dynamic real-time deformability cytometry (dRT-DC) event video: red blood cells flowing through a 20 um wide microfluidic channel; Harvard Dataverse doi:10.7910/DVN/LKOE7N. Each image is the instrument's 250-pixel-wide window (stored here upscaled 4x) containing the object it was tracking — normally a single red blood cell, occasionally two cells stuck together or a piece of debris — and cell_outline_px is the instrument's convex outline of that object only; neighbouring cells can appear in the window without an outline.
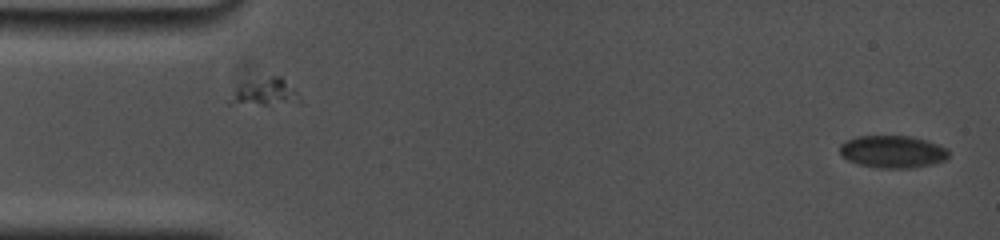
{"species": "common noctule bat (a hibernating species)", "species_latin": "Nyctalus noctula", "temperature_condition": "cold", "stored_images_in_passage": 11, "camera_frame_rate_fps": 5000, "um_per_image_px": 0.085, "animal": {"sex": "female", "body_mass_g": 19.0, "forearm_length_mm": 53.3}, "frame": {"image": 1, "passage_image": 1, "time_ms": 0.0, "image_size_px": [1000, 240], "cell_outline_px": [[948, 156], [944, 160], [932, 164], [912, 168], [880, 168], [860, 164], [848, 160], [840, 156], [840, 144], [856, 136], [912, 136], [928, 140], [948, 148]], "centroid_in_image_um": [75.88, 12.89], "position_along_channel_um": 9.1, "area_um2": 20.63}}
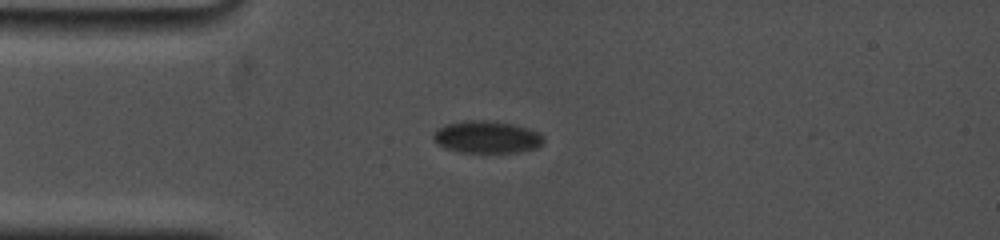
{"frame": {"image": 2, "passage_image": 7, "time_ms": 4.0, "image_size_px": [1000, 240], "cell_outline_px": [[544, 144], [536, 148], [516, 152], [460, 152], [444, 148], [436, 144], [432, 136], [436, 128], [444, 124], [468, 120], [492, 120], [512, 124], [528, 128], [544, 136]], "centroid_in_image_um": [41.35, 11.64], "position_along_channel_um": 43.7, "area_um2": 20.92}}
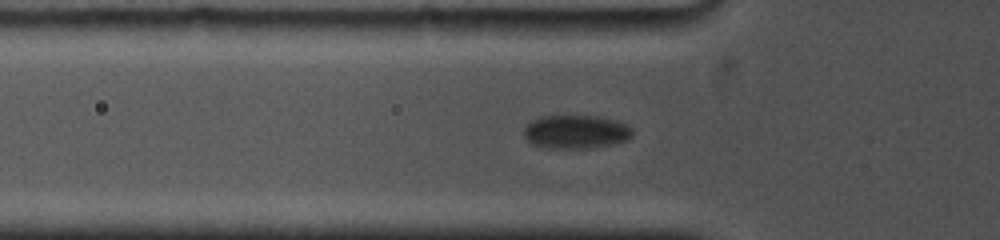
{"frame": {"image": 3, "passage_image": 10, "time_ms": 5.4, "image_size_px": [1000, 240], "cell_outline_px": [[632, 136], [628, 140], [612, 144], [588, 148], [548, 148], [532, 144], [524, 136], [524, 128], [532, 120], [540, 116], [600, 116], [616, 120], [628, 124], [632, 128]], "centroid_in_image_um": [48.98, 11.2], "position_along_channel_um": 76.8, "area_um2": 21.33}}